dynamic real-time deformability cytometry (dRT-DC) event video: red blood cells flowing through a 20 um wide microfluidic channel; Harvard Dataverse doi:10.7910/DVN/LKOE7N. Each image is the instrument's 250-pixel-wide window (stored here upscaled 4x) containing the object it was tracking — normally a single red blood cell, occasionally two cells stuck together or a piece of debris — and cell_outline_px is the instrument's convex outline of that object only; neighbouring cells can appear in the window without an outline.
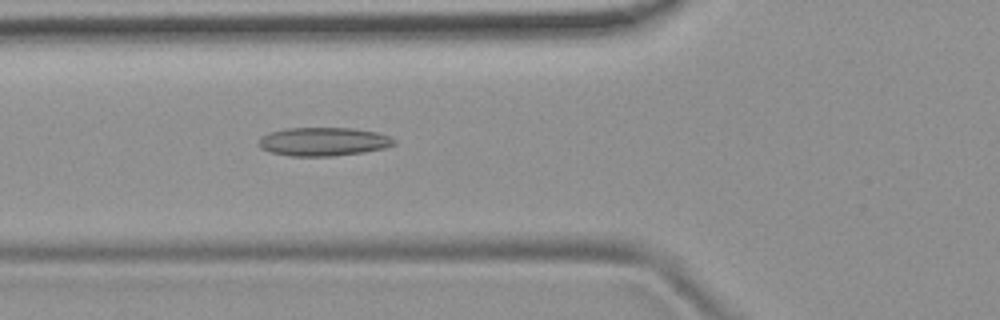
{"species": "common noctule bat (a hibernating species)", "species_latin": "Nyctalus noctula", "temperature_condition": "room temperature", "stored_images_in_passage": 52, "camera_frame_rate_fps": 3000, "um_per_image_px": 0.085, "animal": {"sex": "female", "body_mass_g": 19.9}, "frame": {"image": 1, "passage_image": 18, "time_ms": 5.667, "image_size_px": [1000, 320], "cell_outline_px": [[396, 144], [384, 148], [364, 152], [332, 156], [288, 156], [268, 152], [260, 148], [260, 136], [272, 132], [288, 128], [352, 128], [376, 132], [388, 136], [396, 140]], "centroid_in_image_um": [27.49, 12.04], "position_along_channel_um": 98.3, "area_um2": 22.48}}
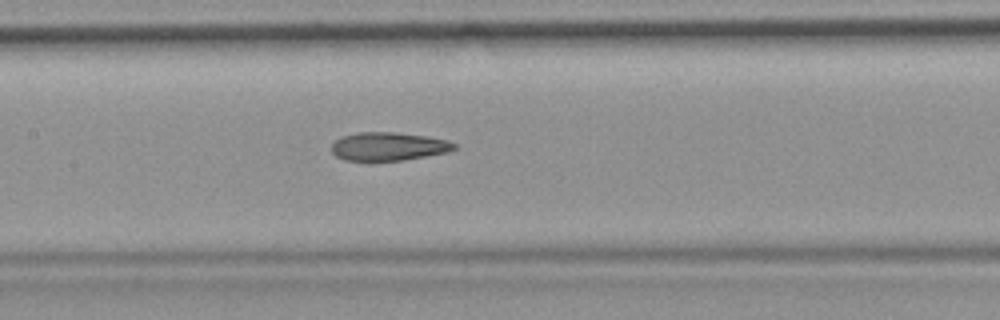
{"frame": {"image": 2, "passage_image": 24, "time_ms": 7.667, "image_size_px": [1000, 320], "cell_outline_px": [[456, 148], [448, 152], [404, 160], [372, 164], [344, 160], [336, 156], [332, 152], [332, 144], [340, 136], [360, 132], [396, 132], [424, 136], [448, 140], [456, 144]], "centroid_in_image_um": [32.96, 12.49], "position_along_channel_um": 174.4, "area_um2": 21.04}}
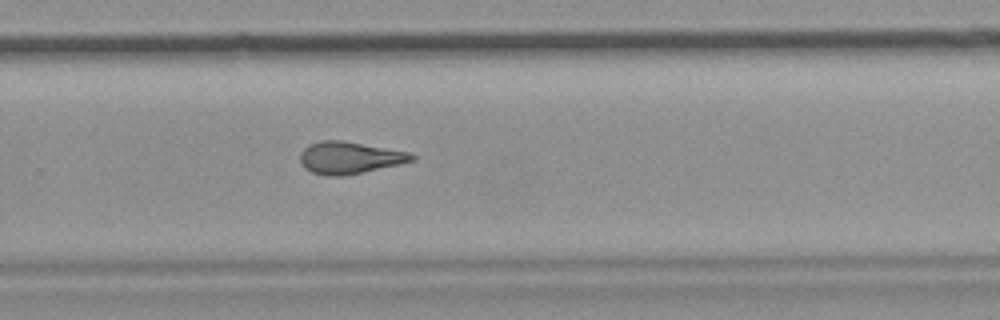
{"frame": {"image": 3, "passage_image": 34, "time_ms": 11.0, "image_size_px": [1000, 320], "cell_outline_px": [[416, 160], [400, 164], [364, 172], [344, 176], [328, 176], [312, 172], [304, 168], [300, 160], [300, 152], [308, 144], [320, 140], [340, 140], [408, 152], [416, 156]], "centroid_in_image_um": [29.69, 13.41], "position_along_channel_um": 300.1, "area_um2": 20.87}, "authors_computed_cell_mechanics": {"area_um2": 21.1837, "velocity_mm_per_s": 3.7875, "shape_relaxation_time_tau1_ms": null, "shape_relaxation_time_tau2_ms": 3.7969, "deformation_change_tau1": null, "deformation_change_tau2": 0.1287}}